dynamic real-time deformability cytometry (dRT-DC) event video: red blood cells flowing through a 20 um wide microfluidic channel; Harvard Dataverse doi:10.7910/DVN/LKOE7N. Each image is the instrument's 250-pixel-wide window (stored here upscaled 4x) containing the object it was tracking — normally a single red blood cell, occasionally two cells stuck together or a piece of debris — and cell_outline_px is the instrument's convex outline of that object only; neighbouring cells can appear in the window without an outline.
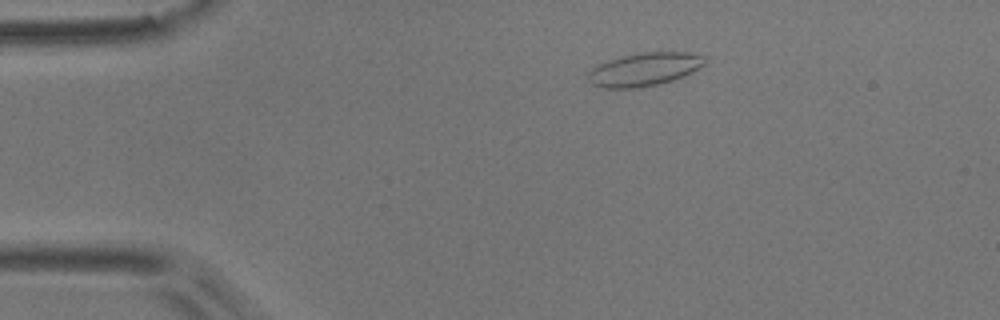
{"species": "common noctule bat (a hibernating species)", "species_latin": "Nyctalus noctula", "temperature_condition": "room temperature", "stored_images_in_passage": 45, "camera_frame_rate_fps": 3000, "um_per_image_px": 0.085, "animal": {"sex": "male", "body_mass_g": 17.9}, "frame": {"image": 1, "passage_image": 1, "time_ms": 0.0, "image_size_px": [1000, 320], "cell_outline_px": [[708, 60], [704, 64], [692, 72], [684, 76], [672, 80], [656, 84], [632, 88], [604, 88], [592, 84], [588, 80], [588, 72], [592, 68], [608, 60], [624, 56], [644, 52], [688, 52], [708, 56]], "centroid_in_image_um": [54.81, 5.88], "position_along_channel_um": 30.2, "area_um2": 22.48}}
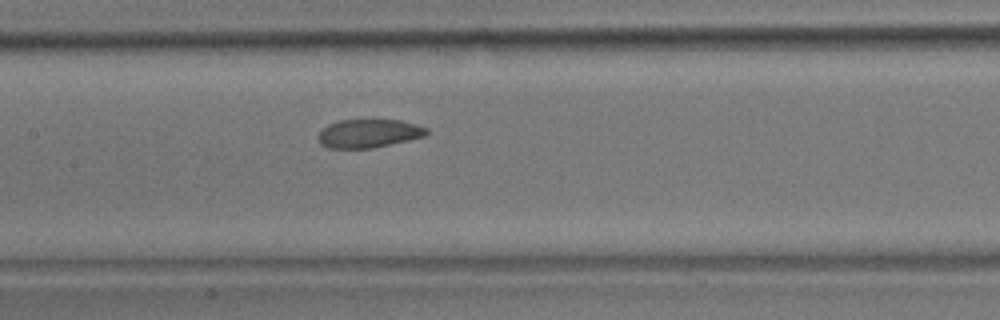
{"frame": {"image": 2, "passage_image": 17, "time_ms": 5.333, "image_size_px": [1000, 320], "cell_outline_px": [[428, 132], [424, 136], [408, 140], [372, 148], [328, 148], [320, 144], [316, 136], [328, 124], [340, 120], [400, 120], [416, 124], [428, 128]], "centroid_in_image_um": [31.32, 11.34], "position_along_channel_um": 176.1, "area_um2": 17.92}}
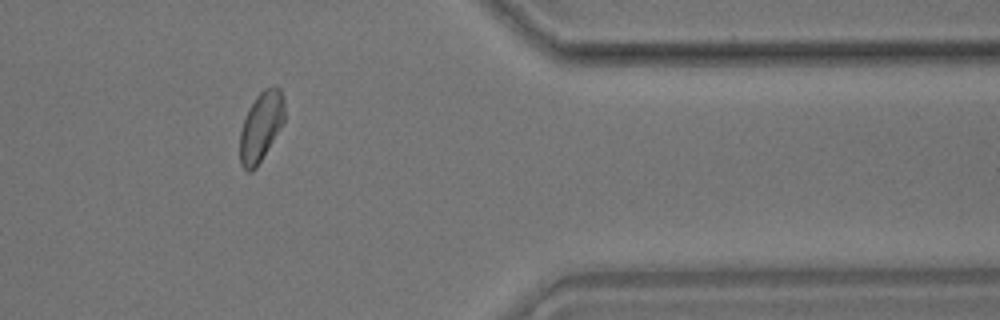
{"frame": {"image": 3, "passage_image": 36, "time_ms": 11.667, "image_size_px": [1000, 320], "cell_outline_px": [[284, 124], [256, 168], [252, 172], [248, 172], [240, 164], [240, 132], [248, 108], [256, 96], [264, 88], [272, 84], [276, 84], [280, 88], [284, 100]], "centroid_in_image_um": [22.2, 10.73], "position_along_channel_um": 389.2, "area_um2": 18.38}, "authors_computed_cell_mechanics": {"area_um2": 18.6694, "velocity_mm_per_s": 3.6748, "shape_relaxation_time_tau1_ms": 4.1689, "shape_relaxation_time_tau2_ms": 2.8544, "deformation_change_tau1": 0.1253, "deformation_change_tau2": 0.0696}}